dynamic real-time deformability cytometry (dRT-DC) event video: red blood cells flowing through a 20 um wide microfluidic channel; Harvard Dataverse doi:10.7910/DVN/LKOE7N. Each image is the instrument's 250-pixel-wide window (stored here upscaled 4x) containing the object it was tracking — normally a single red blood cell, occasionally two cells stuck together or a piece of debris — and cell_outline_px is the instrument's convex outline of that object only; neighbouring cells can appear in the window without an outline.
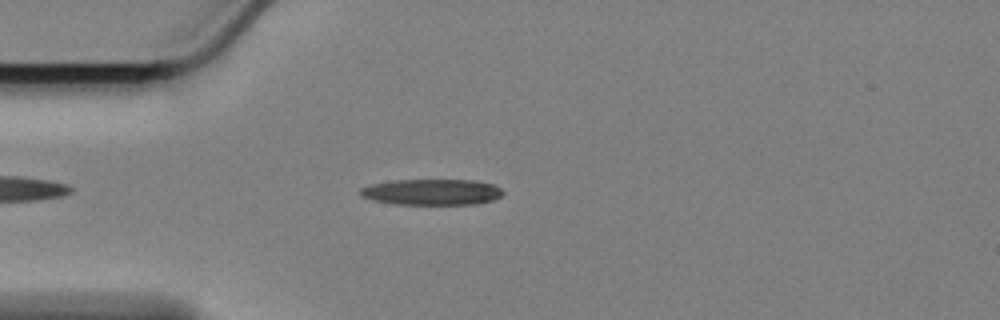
{"species": "Egyptian fruit bat (a non-hibernating species)", "species_latin": "Rousettus aegyptiacus", "temperature_condition": "cold", "stored_images_in_passage": 45, "camera_frame_rate_fps": 3000, "um_per_image_px": 0.085, "animal": {"sex": "female"}, "frame": {"image": 1, "passage_image": 8, "time_ms": 2.333, "image_size_px": [1000, 320], "cell_outline_px": [[504, 192], [500, 196], [492, 200], [476, 204], [396, 204], [372, 200], [360, 196], [360, 188], [372, 184], [392, 180], [476, 180], [492, 184], [500, 188]], "centroid_in_image_um": [36.69, 16.32], "position_along_channel_um": 48.3, "area_um2": 21.56}}
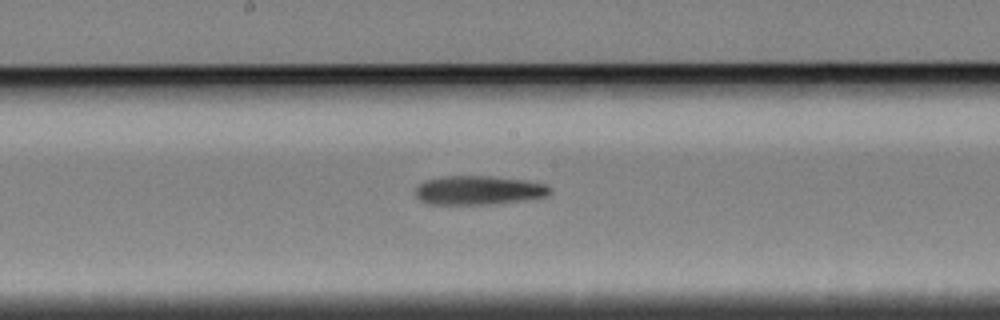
{"frame": {"image": 2, "passage_image": 23, "time_ms": 7.333, "image_size_px": [1000, 320], "cell_outline_px": [[552, 192], [548, 196], [536, 200], [492, 204], [432, 204], [420, 200], [412, 192], [416, 184], [424, 180], [444, 176], [492, 176], [524, 180], [544, 184], [552, 188]], "centroid_in_image_um": [40.7, 16.18], "position_along_channel_um": 207.5, "area_um2": 23.35}}
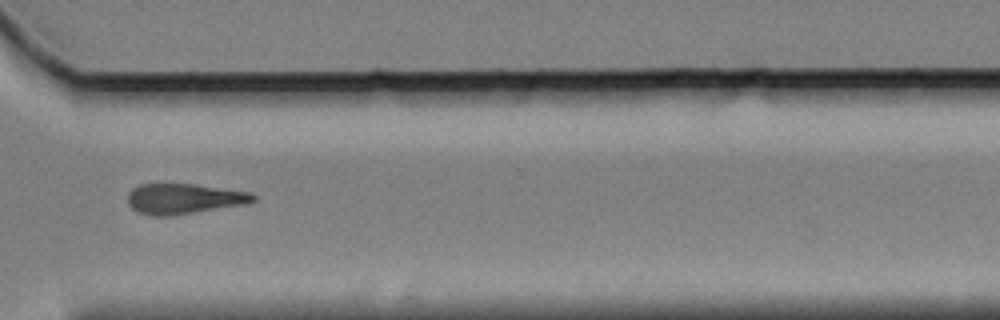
{"frame": {"image": 3, "passage_image": 36, "time_ms": 11.667, "image_size_px": [1000, 320], "cell_outline_px": [[256, 200], [244, 204], [168, 216], [152, 216], [136, 212], [128, 204], [128, 192], [132, 188], [140, 184], [196, 184], [252, 192], [256, 196]], "centroid_in_image_um": [15.61, 16.88], "position_along_channel_um": 355.0, "area_um2": 22.2}, "authors_computed_cell_mechanics": {"area_um2": 22.1952, "velocity_mm_per_s": 3.4148, "shape_relaxation_time_tau1_ms": 6.5568, "shape_relaxation_time_tau2_ms": null, "deformation_change_tau1": 0.1718, "deformation_change_tau2": null}}